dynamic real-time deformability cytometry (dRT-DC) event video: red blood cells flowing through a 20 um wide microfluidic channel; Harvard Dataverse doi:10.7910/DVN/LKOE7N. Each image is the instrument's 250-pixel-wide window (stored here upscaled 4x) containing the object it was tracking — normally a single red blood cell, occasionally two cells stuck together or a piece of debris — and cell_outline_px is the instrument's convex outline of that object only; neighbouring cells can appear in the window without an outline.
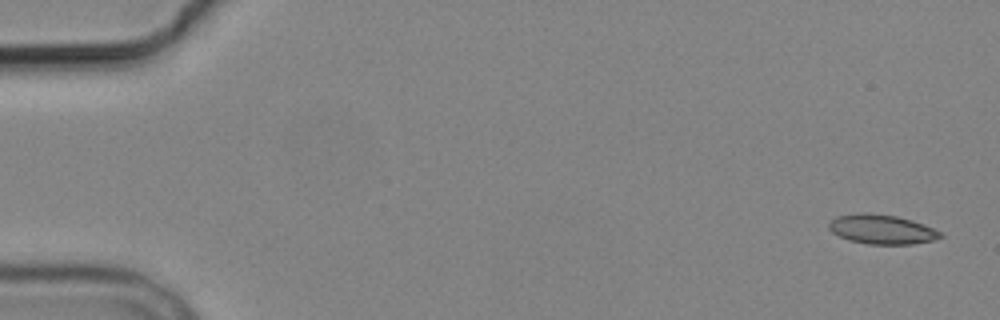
{"species": "common noctule bat (a hibernating species)", "species_latin": "Nyctalus noctula", "temperature_condition": "cold", "stored_images_in_passage": 6, "segment_of_instrument_passage": [1, 2], "camera_frame_rate_fps": 3000, "um_per_image_px": 0.085, "animal": {"sex": "male", "body_mass_g": 19.2, "forearm_length_mm": 51.8}, "frame": {"image": 1, "passage_image": 1, "time_ms": 0.0, "image_size_px": [1000, 320], "cell_outline_px": [[944, 236], [932, 240], [912, 244], [868, 244], [848, 240], [832, 232], [828, 228], [828, 224], [836, 216], [864, 212], [896, 216], [912, 220], [944, 232]], "centroid_in_image_um": [74.97, 19.49], "position_along_channel_um": 10.0, "area_um2": 19.13}}
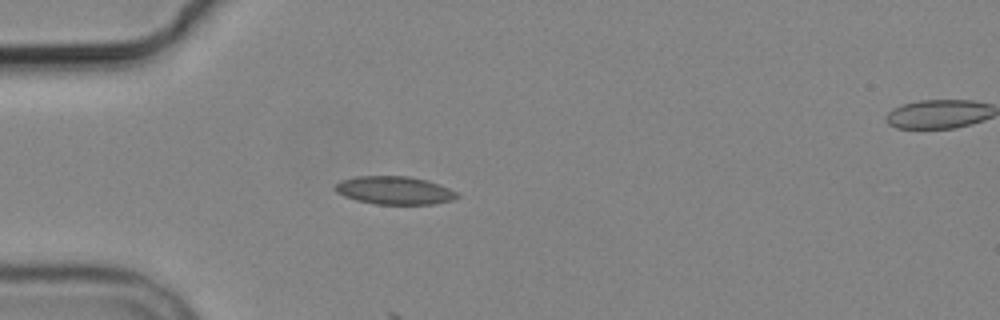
{"frame": {"image": 2, "passage_image": 5, "time_ms": 4.667, "image_size_px": [1000, 320], "cell_outline_px": [[460, 196], [452, 200], [432, 204], [376, 204], [356, 200], [344, 196], [336, 192], [332, 188], [340, 180], [356, 176], [408, 176], [440, 184], [456, 192]], "centroid_in_image_um": [33.49, 16.18], "position_along_channel_um": 51.5, "area_um2": 19.94}}